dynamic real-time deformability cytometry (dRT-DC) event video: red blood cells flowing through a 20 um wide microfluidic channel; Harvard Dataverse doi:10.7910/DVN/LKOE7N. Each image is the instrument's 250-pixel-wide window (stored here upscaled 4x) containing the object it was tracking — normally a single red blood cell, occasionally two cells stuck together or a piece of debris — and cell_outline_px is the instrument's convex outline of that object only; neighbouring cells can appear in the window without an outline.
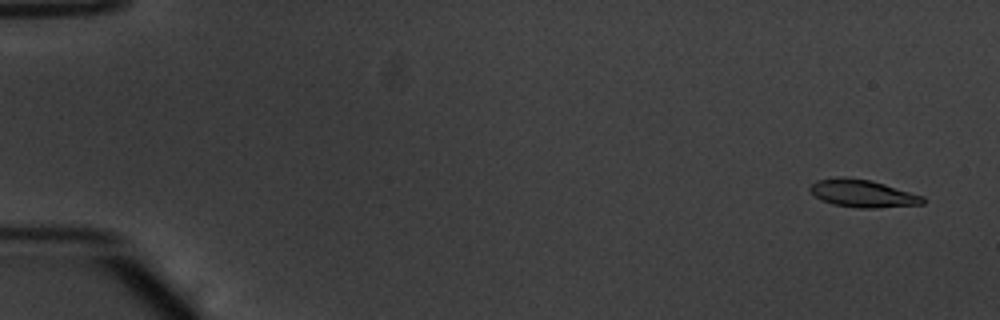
{"species": "common noctule bat (a hibernating species)", "species_latin": "Nyctalus noctula", "temperature_condition": "warm", "stored_images_in_passage": 54, "camera_frame_rate_fps": 3000, "um_per_image_px": 0.085, "animal": {"sex": "male", "body_mass_g": 20.1, "forearm_length_mm": 53.5}, "frame": {"image": 1, "passage_image": 3, "time_ms": 0.667, "image_size_px": [1000, 320], "cell_outline_px": [[924, 204], [876, 208], [856, 208], [832, 204], [816, 196], [808, 188], [816, 180], [872, 180], [924, 196]], "centroid_in_image_um": [73.42, 16.5], "position_along_channel_um": 11.6, "area_um2": 17.34}}
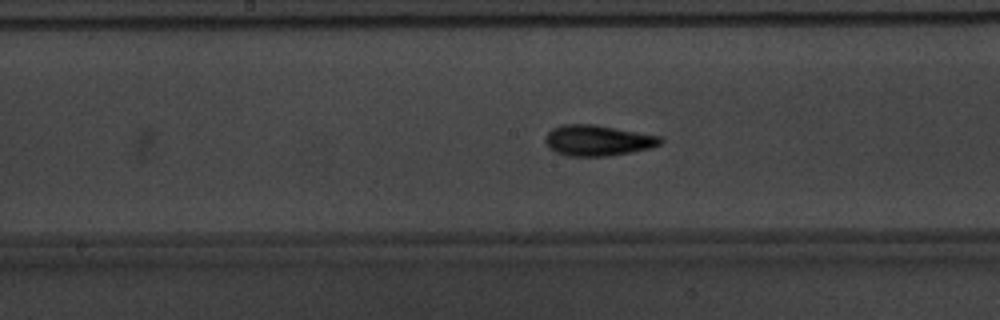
{"frame": {"image": 2, "passage_image": 29, "time_ms": 9.333, "image_size_px": [1000, 320], "cell_outline_px": [[664, 140], [660, 144], [652, 148], [632, 152], [608, 156], [568, 156], [556, 152], [548, 148], [544, 140], [544, 136], [552, 128], [564, 124], [592, 124], [660, 136]], "centroid_in_image_um": [50.78, 11.94], "position_along_channel_um": 197.4, "area_um2": 20.69}}
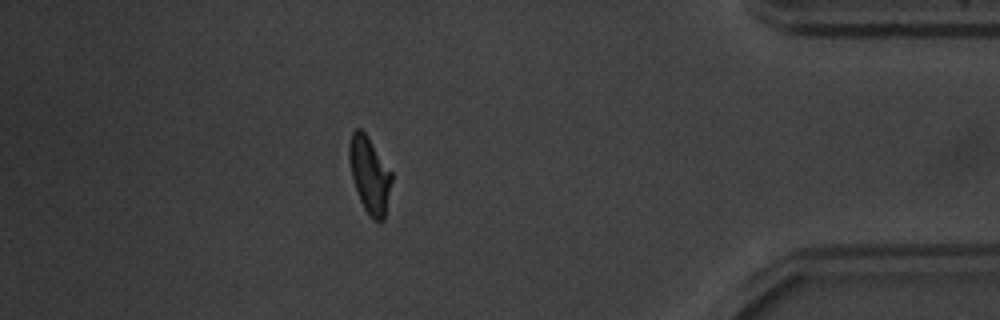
{"frame": {"image": 3, "passage_image": 48, "time_ms": 15.667, "image_size_px": [1000, 320], "cell_outline_px": [[392, 180], [384, 220], [380, 224], [372, 220], [364, 208], [360, 200], [352, 176], [348, 160], [348, 144], [352, 132], [356, 128], [360, 128], [368, 136], [392, 172]], "centroid_in_image_um": [31.41, 14.87], "position_along_channel_um": 403.8, "area_um2": 19.02}, "authors_computed_cell_mechanics": {"area_um2": 18.6983, "velocity_mm_per_s": 3.8409, "shape_relaxation_time_tau1_ms": 2.9428, "shape_relaxation_time_tau2_ms": 2.3406, "deformation_change_tau1": 0.1675, "deformation_change_tau2": 0.086}}